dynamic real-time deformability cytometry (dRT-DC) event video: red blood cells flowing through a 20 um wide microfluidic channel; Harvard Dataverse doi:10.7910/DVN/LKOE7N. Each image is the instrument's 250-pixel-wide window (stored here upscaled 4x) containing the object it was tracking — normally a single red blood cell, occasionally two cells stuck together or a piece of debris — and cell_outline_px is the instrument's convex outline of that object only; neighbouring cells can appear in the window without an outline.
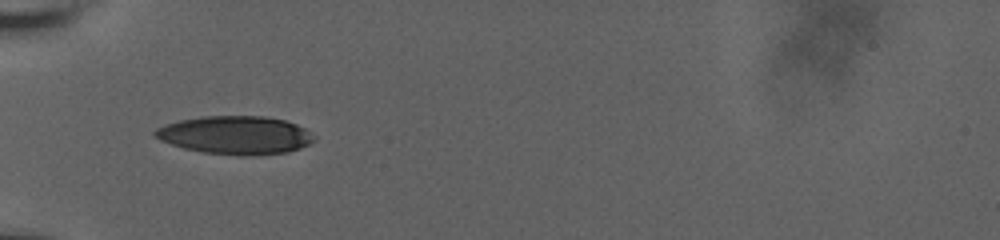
{"species": "human", "species_latin": "Homo sapiens", "temperature_condition": "room temperature", "stored_images_in_passage": 66, "camera_frame_rate_fps": 3000, "um_per_image_px": 0.085, "donor": {"sex": "male"}, "frame": {"image": 1, "passage_image": 1, "time_ms": 0.0, "image_size_px": [1000, 240], "cell_outline_px": [[316, 140], [300, 148], [288, 152], [252, 156], [240, 156], [204, 152], [184, 148], [160, 140], [152, 132], [156, 128], [164, 124], [180, 120], [204, 116], [264, 116], [284, 120], [296, 124], [304, 128], [316, 136]], "centroid_in_image_um": [20.03, 11.49], "position_along_channel_um": 65.0, "area_um2": 35.55}}
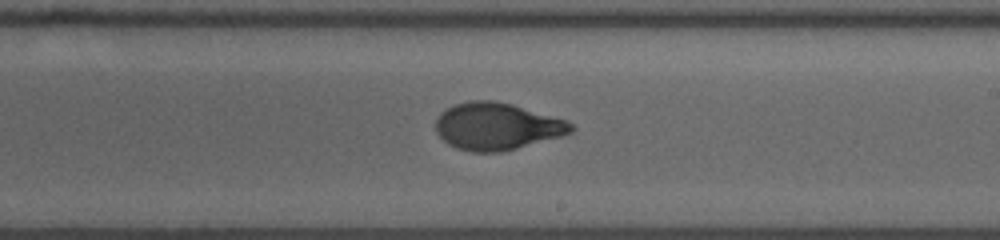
{"frame": {"image": 2, "passage_image": 28, "time_ms": 5.0, "image_size_px": [1000, 240], "cell_outline_px": [[576, 128], [572, 132], [564, 136], [500, 152], [472, 152], [456, 148], [448, 144], [436, 132], [436, 120], [440, 112], [456, 104], [468, 100], [492, 100], [512, 104], [564, 120], [572, 124]], "centroid_in_image_um": [42.23, 10.74], "position_along_channel_um": 246.8, "area_um2": 37.05}}
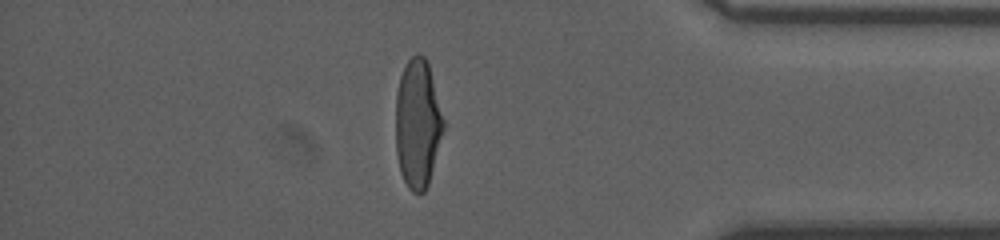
{"frame": {"image": 3, "passage_image": 53, "time_ms": 9.667, "image_size_px": [1000, 240], "cell_outline_px": [[444, 128], [428, 184], [424, 192], [412, 192], [408, 188], [400, 172], [396, 152], [396, 92], [400, 76], [408, 60], [416, 52], [424, 56], [428, 60], [444, 120]], "centroid_in_image_um": [35.49, 10.47], "position_along_channel_um": 399.7, "area_um2": 35.89}, "authors_computed_cell_mechanics": {"area_um2": 37.0787, "velocity_mm_per_s": 3.7772, "shape_relaxation_time_tau1_ms": 5.8852, "shape_relaxation_time_tau2_ms": 0.9539, "deformation_change_tau1": 0.2368, "deformation_change_tau2": 0.0616}}